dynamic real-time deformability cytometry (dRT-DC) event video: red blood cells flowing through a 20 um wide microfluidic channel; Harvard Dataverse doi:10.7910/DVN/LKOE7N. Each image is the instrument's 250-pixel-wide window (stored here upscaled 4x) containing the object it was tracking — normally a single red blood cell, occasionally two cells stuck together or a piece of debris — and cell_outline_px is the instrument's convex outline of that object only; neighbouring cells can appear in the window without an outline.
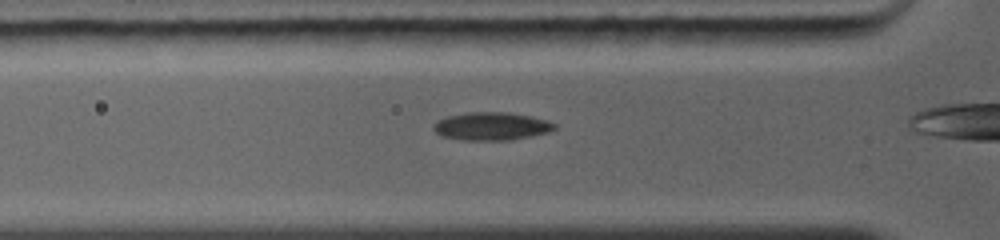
{"species": "common noctule bat (a hibernating species)", "species_latin": "Nyctalus noctula", "temperature_condition": "warm", "stored_images_in_passage": 4, "camera_frame_rate_fps": 5000, "um_per_image_px": 0.085, "animal": {"sex": "female", "body_mass_g": 19.0, "forearm_length_mm": 56.7}, "frame": {"image": 1, "passage_image": 3, "time_ms": 1.4, "image_size_px": [1000, 240], "cell_outline_px": [[556, 128], [548, 132], [532, 136], [512, 140], [460, 140], [440, 136], [432, 128], [432, 124], [448, 116], [468, 112], [508, 112], [532, 116], [548, 120], [556, 124]], "centroid_in_image_um": [41.78, 10.73], "position_along_channel_um": 84.0, "area_um2": 19.94}}